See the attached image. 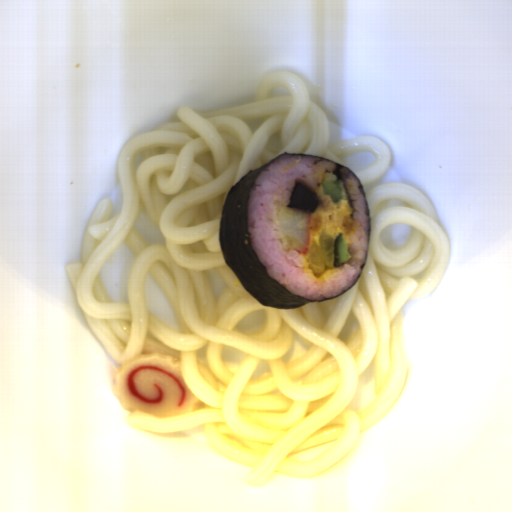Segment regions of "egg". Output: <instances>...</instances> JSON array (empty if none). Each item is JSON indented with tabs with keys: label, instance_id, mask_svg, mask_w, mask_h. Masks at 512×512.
<instances>
[{
	"label": "egg",
	"instance_id": "d2b9013d",
	"mask_svg": "<svg viewBox=\"0 0 512 512\" xmlns=\"http://www.w3.org/2000/svg\"><path fill=\"white\" fill-rule=\"evenodd\" d=\"M317 199V207L313 213H310L309 218V244L315 242L319 245L323 234L330 236L333 243L336 237L342 234L347 243L353 228L352 209L348 201L341 199L338 203H334L332 197L327 195Z\"/></svg>",
	"mask_w": 512,
	"mask_h": 512
}]
</instances>
